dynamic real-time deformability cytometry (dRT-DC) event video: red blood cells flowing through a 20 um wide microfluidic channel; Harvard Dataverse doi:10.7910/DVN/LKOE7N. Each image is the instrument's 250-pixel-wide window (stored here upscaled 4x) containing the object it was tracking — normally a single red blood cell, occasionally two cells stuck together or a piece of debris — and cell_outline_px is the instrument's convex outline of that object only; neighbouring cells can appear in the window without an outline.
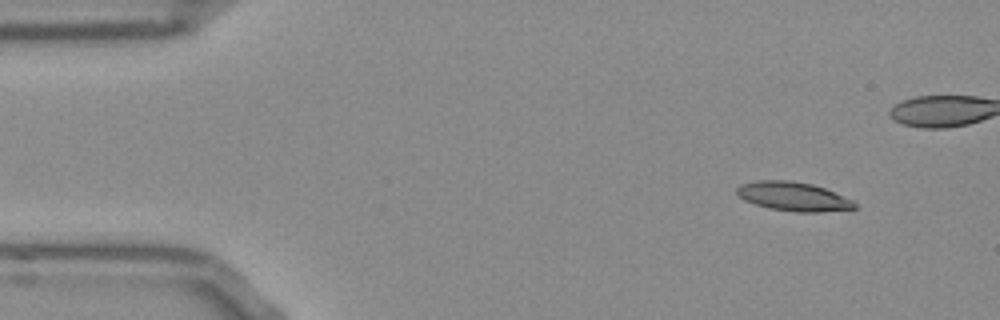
{"species": "Egyptian fruit bat (a non-hibernating species)", "species_latin": "Rousettus aegyptiacus", "temperature_condition": "room temperature", "stored_images_in_passage": 9, "camera_frame_rate_fps": 3000, "um_per_image_px": 0.085, "frame": {"image": 1, "passage_image": 1, "time_ms": 0.0, "image_size_px": [1000, 320], "cell_outline_px": [[856, 208], [820, 212], [796, 212], [768, 208], [744, 200], [736, 192], [736, 188], [740, 184], [756, 180], [788, 180], [812, 184], [824, 188], [852, 200], [856, 204]], "centroid_in_image_um": [67.4, 16.69], "position_along_channel_um": 17.6, "area_um2": 19.77}}